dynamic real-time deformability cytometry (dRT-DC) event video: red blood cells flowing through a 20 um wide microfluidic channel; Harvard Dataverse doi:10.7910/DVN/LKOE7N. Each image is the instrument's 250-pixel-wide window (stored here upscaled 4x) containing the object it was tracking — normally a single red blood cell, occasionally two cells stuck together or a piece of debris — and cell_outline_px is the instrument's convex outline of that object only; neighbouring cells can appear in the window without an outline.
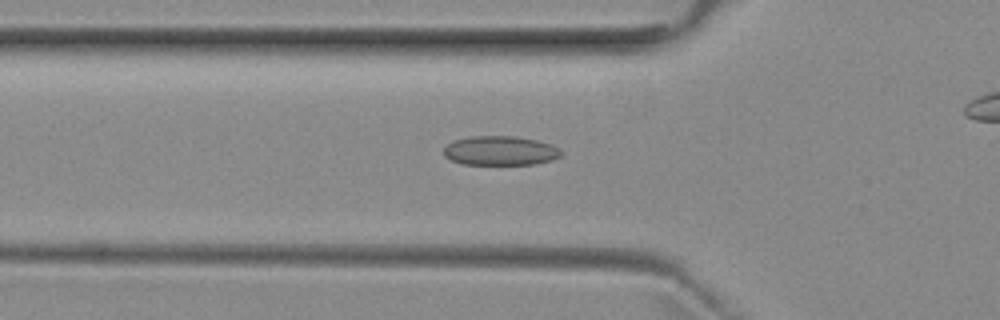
{"species": "common noctule bat (a hibernating species)", "species_latin": "Nyctalus noctula", "temperature_condition": "room temperature", "stored_images_in_passage": 42, "camera_frame_rate_fps": 3000, "um_per_image_px": 0.085, "animal": {"sex": "female", "body_mass_g": 29.2, "forearm_length_mm": 56.3}, "frame": {"image": 1, "passage_image": 17, "time_ms": 5.333, "image_size_px": [1000, 320], "cell_outline_px": [[564, 152], [560, 156], [552, 160], [536, 164], [460, 164], [444, 156], [444, 148], [448, 144], [456, 140], [472, 136], [516, 136], [536, 140], [552, 144], [560, 148]], "centroid_in_image_um": [42.57, 12.81], "position_along_channel_um": 83.2, "area_um2": 20.11}}
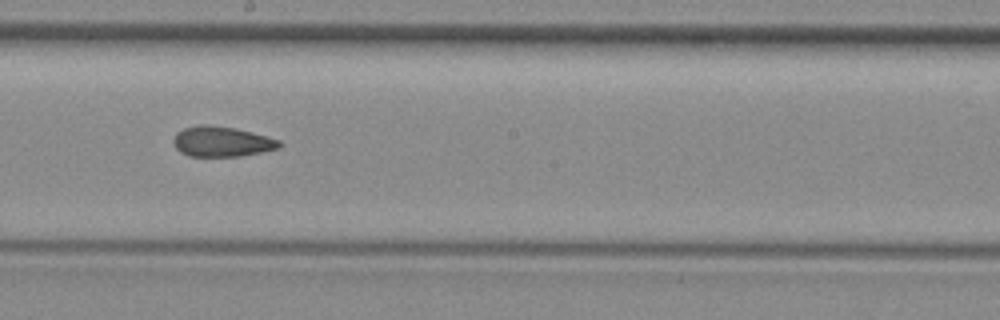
{"frame": {"image": 2, "passage_image": 28, "time_ms": 9.0, "image_size_px": [1000, 320], "cell_outline_px": [[280, 148], [240, 156], [188, 156], [180, 152], [176, 148], [172, 140], [176, 132], [184, 128], [204, 124], [232, 128], [252, 132], [280, 140]], "centroid_in_image_um": [18.82, 12.04], "position_along_channel_um": 229.4, "area_um2": 18.5}}
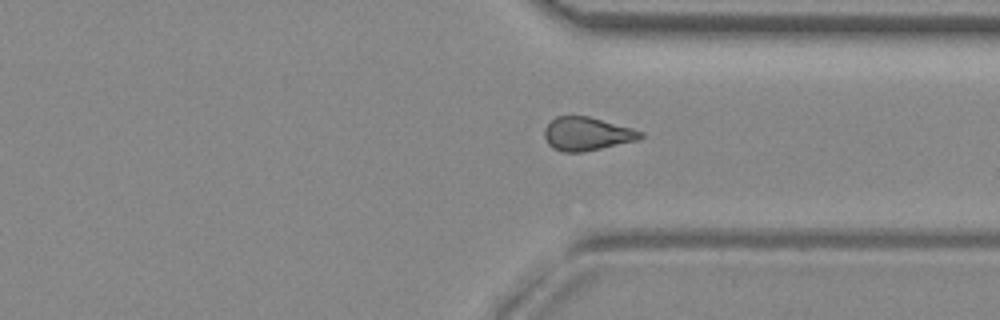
{"frame": {"image": 3, "passage_image": 38, "time_ms": 12.333, "image_size_px": [1000, 320], "cell_outline_px": [[644, 136], [636, 140], [584, 152], [564, 152], [552, 148], [548, 144], [544, 136], [544, 128], [556, 116], [588, 116], [632, 128], [644, 132]], "centroid_in_image_um": [49.87, 11.38], "position_along_channel_um": 361.5, "area_um2": 18.61}}